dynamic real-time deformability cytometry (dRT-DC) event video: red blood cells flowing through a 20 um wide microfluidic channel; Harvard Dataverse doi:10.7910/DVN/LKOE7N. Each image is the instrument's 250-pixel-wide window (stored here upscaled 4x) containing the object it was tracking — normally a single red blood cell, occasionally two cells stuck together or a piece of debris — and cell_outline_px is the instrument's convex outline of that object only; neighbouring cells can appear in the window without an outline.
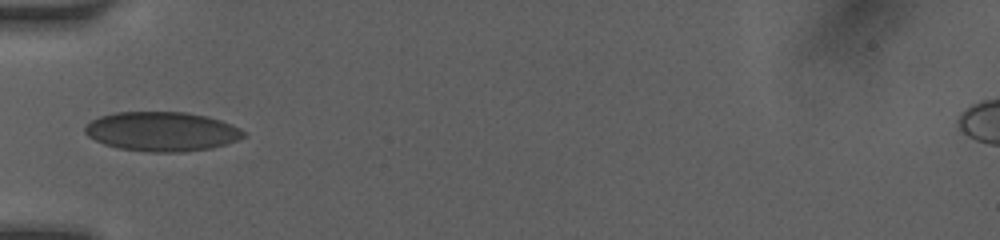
{"species": "human", "species_latin": "Homo sapiens", "temperature_condition": "room temperature", "stored_images_in_passage": 52, "camera_frame_rate_fps": 3000, "um_per_image_px": 0.085, "donor": {"sex": "female"}, "frame": {"image": 1, "passage_image": 1, "time_ms": 0.0, "image_size_px": [1000, 240], "cell_outline_px": [[244, 136], [236, 140], [212, 148], [180, 152], [148, 152], [116, 148], [104, 144], [88, 136], [84, 132], [84, 124], [100, 116], [116, 112], [184, 112], [208, 116], [232, 124], [240, 128], [244, 132]], "centroid_in_image_um": [13.72, 11.17], "position_along_channel_um": 71.3, "area_um2": 36.47}}
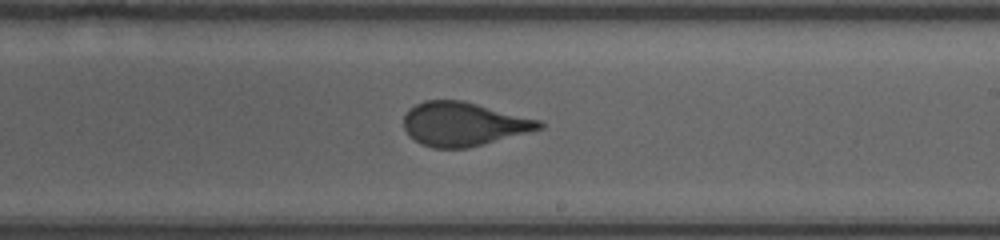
{"frame": {"image": 2, "passage_image": 18, "time_ms": 4.333, "image_size_px": [1000, 240], "cell_outline_px": [[544, 124], [540, 128], [468, 148], [432, 148], [420, 144], [408, 136], [404, 128], [404, 116], [416, 104], [424, 100], [460, 100], [540, 120]], "centroid_in_image_um": [39.32, 10.55], "position_along_channel_um": 249.7, "area_um2": 33.99}}
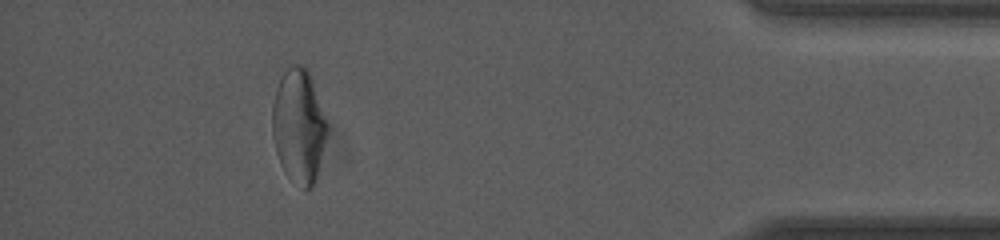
{"frame": {"image": 3, "passage_image": 44, "time_ms": 9.333, "image_size_px": [1000, 240], "cell_outline_px": [[328, 128], [316, 176], [312, 188], [304, 192], [284, 172], [280, 164], [276, 152], [272, 136], [272, 104], [276, 88], [284, 72], [292, 64], [304, 64], [312, 80]], "centroid_in_image_um": [25.36, 10.74], "position_along_channel_um": 409.8, "area_um2": 36.24}, "authors_computed_cell_mechanics": {"area_um2": 35.4025, "velocity_mm_per_s": 4.1188, "shape_relaxation_time_tau1_ms": 8.4184, "shape_relaxation_time_tau2_ms": null, "deformation_change_tau1": 0.194, "deformation_change_tau2": null}}